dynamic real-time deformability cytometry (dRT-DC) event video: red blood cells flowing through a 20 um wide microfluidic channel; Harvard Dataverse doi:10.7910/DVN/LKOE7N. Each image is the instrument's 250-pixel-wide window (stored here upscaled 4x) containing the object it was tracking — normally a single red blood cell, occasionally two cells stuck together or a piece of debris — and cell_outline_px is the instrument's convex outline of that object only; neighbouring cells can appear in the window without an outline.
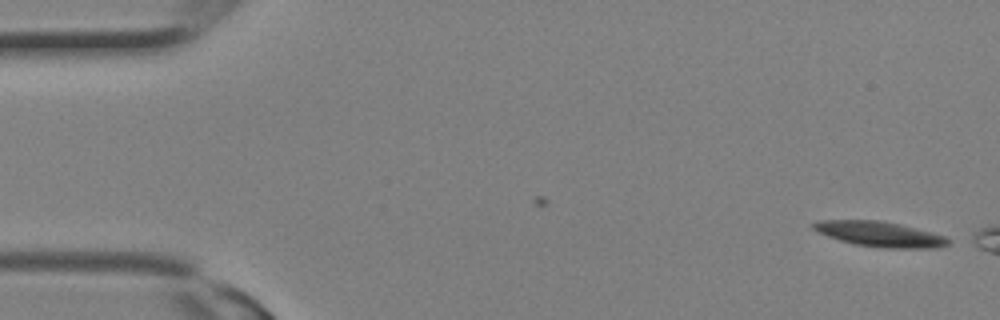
{"species": "Egyptian fruit bat (a non-hibernating species)", "species_latin": "Rousettus aegyptiacus", "temperature_condition": "room temperature", "stored_images_in_passage": 5, "camera_frame_rate_fps": 3000, "um_per_image_px": 0.085, "animal": {"sex": "female"}, "frame": {"image": 1, "passage_image": 5, "time_ms": 1.333, "image_size_px": [1000, 320], "cell_outline_px": [[952, 240], [948, 244], [936, 248], [884, 248], [856, 244], [840, 240], [828, 236], [812, 228], [808, 224], [816, 220], [880, 220], [900, 224], [944, 236]], "centroid_in_image_um": [74.75, 19.89], "position_along_channel_um": 10.3, "area_um2": 19.71}}